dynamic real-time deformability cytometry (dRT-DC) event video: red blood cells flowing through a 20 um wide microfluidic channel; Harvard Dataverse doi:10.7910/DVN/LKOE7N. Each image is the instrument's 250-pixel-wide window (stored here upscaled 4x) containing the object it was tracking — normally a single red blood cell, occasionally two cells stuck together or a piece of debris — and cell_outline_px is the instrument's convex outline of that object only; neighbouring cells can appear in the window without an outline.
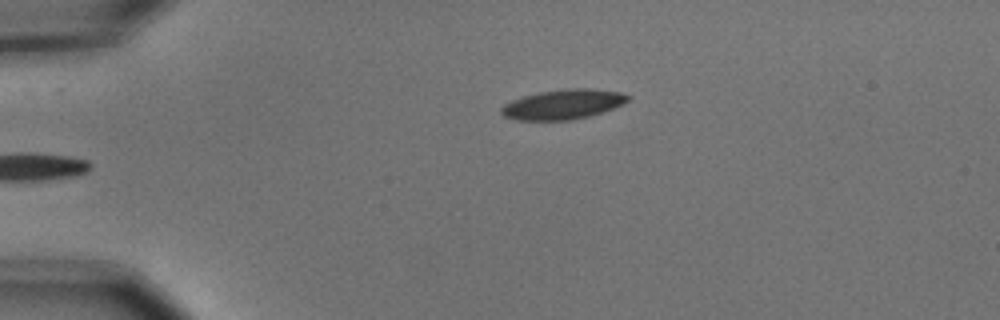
{"species": "common noctule bat (a hibernating species)", "species_latin": "Nyctalus noctula", "temperature_condition": "cold", "stored_images_in_passage": 6, "camera_frame_rate_fps": 3000, "um_per_image_px": 0.085, "animal": {"sex": "male", "body_mass_g": 15.6}, "frame": {"image": 1, "passage_image": 6, "time_ms": 1.667, "image_size_px": [1000, 320], "cell_outline_px": [[632, 96], [624, 104], [588, 116], [572, 120], [516, 120], [504, 116], [500, 112], [500, 108], [504, 104], [512, 100], [524, 96], [540, 92], [568, 88], [592, 88], [620, 92]], "centroid_in_image_um": [47.86, 8.86], "position_along_channel_um": 37.1, "area_um2": 21.96}}